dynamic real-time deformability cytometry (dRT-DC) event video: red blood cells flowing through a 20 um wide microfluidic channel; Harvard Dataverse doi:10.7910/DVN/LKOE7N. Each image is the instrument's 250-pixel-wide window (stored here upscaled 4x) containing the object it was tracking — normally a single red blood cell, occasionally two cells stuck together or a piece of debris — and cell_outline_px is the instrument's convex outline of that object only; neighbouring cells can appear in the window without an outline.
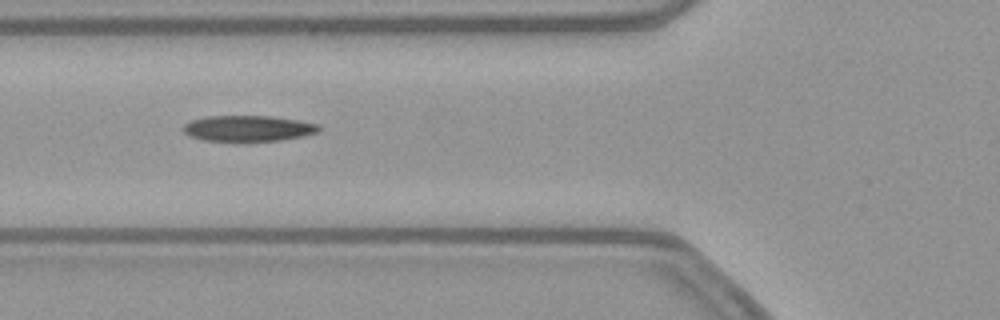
{"species": "common noctule bat (a hibernating species)", "species_latin": "Nyctalus noctula", "temperature_condition": "warm", "stored_images_in_passage": 38, "camera_frame_rate_fps": 3000, "um_per_image_px": 0.085, "animal": {"sex": "female", "body_mass_g": 21.9}, "frame": {"image": 1, "passage_image": 6, "time_ms": 1.667, "image_size_px": [1000, 320], "cell_outline_px": [[320, 128], [316, 132], [304, 136], [280, 140], [244, 144], [236, 144], [204, 140], [188, 136], [184, 132], [184, 124], [192, 120], [208, 116], [272, 116], [320, 124]], "centroid_in_image_um": [21.06, 10.96], "position_along_channel_um": 104.7, "area_um2": 21.27}}
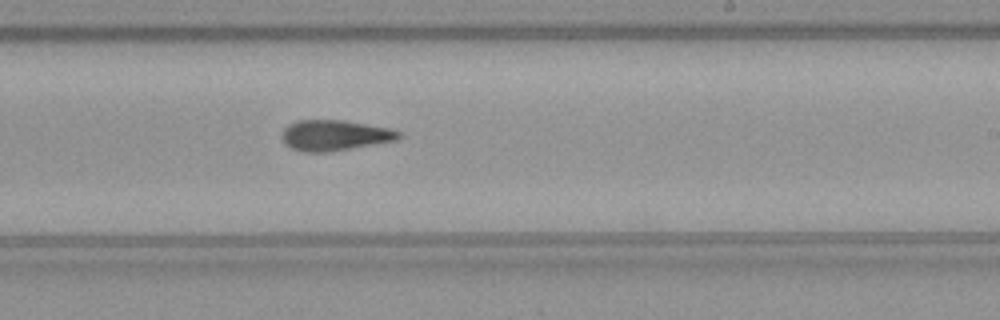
{"frame": {"image": 2, "passage_image": 18, "time_ms": 5.667, "image_size_px": [1000, 320], "cell_outline_px": [[400, 136], [396, 140], [328, 152], [304, 152], [292, 148], [284, 140], [284, 128], [288, 124], [296, 120], [344, 120], [392, 128], [400, 132]], "centroid_in_image_um": [28.47, 11.48], "position_along_channel_um": 260.5, "area_um2": 20.58}}
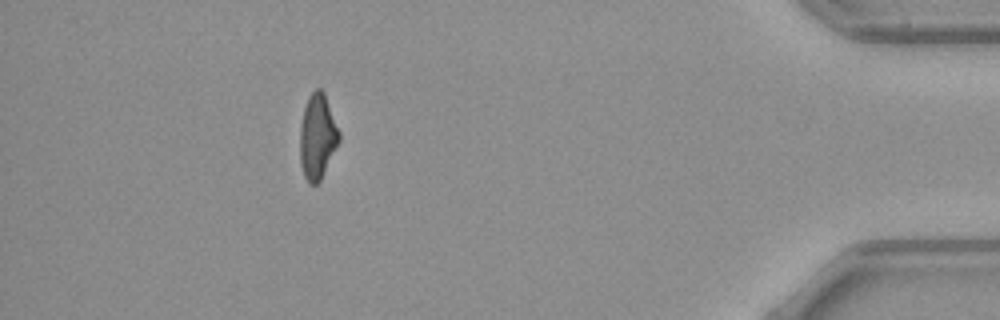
{"frame": {"image": 3, "passage_image": 34, "time_ms": 11.0, "image_size_px": [1000, 320], "cell_outline_px": [[340, 140], [320, 180], [316, 184], [308, 184], [304, 176], [300, 164], [300, 124], [304, 108], [308, 96], [316, 88], [320, 88], [324, 92], [340, 132]], "centroid_in_image_um": [26.97, 11.6], "position_along_channel_um": 408.2, "area_um2": 19.42}}